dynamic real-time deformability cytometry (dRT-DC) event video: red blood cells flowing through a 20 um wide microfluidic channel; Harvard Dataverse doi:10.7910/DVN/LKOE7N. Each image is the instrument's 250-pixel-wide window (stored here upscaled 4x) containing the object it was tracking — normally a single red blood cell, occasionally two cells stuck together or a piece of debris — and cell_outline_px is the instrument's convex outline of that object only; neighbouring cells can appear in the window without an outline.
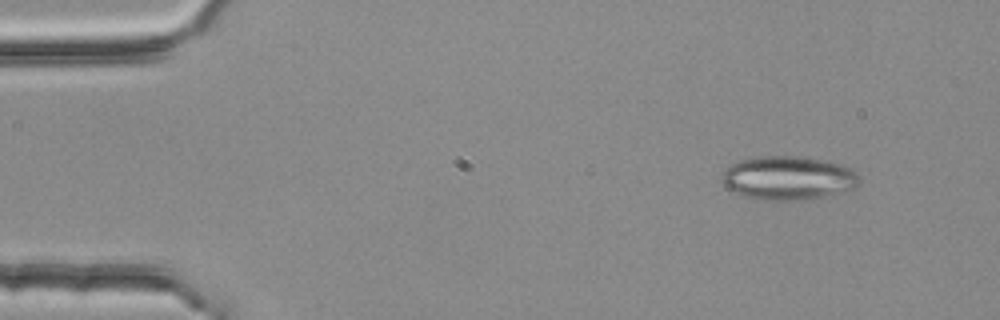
{"species": "common noctule bat (a hibernating species)", "species_latin": "Nyctalus noctula", "temperature_condition": "room temperature", "stored_images_in_passage": 4, "camera_frame_rate_fps": 3000, "um_per_image_px": 0.085, "animal": {"sex": "female", "body_mass_g": 25.1}, "frame": {"image": 1, "passage_image": 1, "time_ms": 0.0, "image_size_px": [1000, 320], "cell_outline_px": [[860, 180], [852, 188], [844, 192], [800, 200], [768, 200], [744, 196], [728, 188], [724, 184], [724, 172], [732, 164], [740, 160], [756, 156], [796, 156], [820, 160], [840, 164], [856, 172]], "centroid_in_image_um": [67.0, 15.12], "position_along_channel_um": 18.0, "area_um2": 34.33}}